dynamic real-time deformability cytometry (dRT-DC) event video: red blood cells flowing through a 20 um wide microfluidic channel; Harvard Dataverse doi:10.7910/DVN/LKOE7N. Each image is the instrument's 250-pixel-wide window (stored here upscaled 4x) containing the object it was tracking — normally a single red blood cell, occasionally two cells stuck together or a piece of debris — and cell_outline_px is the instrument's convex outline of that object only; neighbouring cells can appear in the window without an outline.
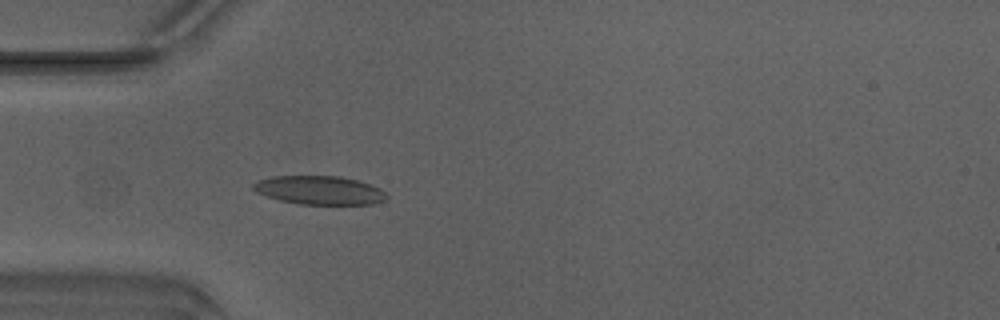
{"species": "Egyptian fruit bat (a non-hibernating species)", "species_latin": "Rousettus aegyptiacus", "temperature_condition": "warm", "stored_images_in_passage": 36, "camera_frame_rate_fps": 3000, "um_per_image_px": 0.085, "animal": {"sex": "male"}, "frame": {"image": 1, "passage_image": 2, "time_ms": 0.333, "image_size_px": [1000, 320], "cell_outline_px": [[388, 196], [384, 200], [372, 204], [300, 204], [280, 200], [256, 192], [252, 188], [252, 184], [260, 180], [272, 176], [340, 176], [356, 180], [380, 188]], "centroid_in_image_um": [27.14, 16.16], "position_along_channel_um": 57.9, "area_um2": 22.02}}
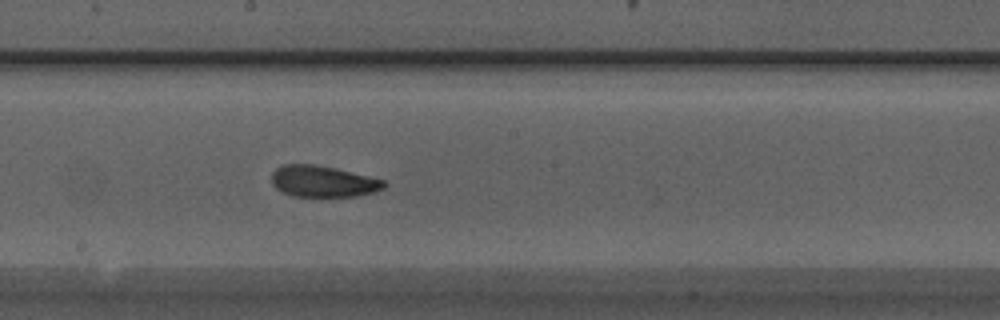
{"frame": {"image": 2, "passage_image": 14, "time_ms": 4.333, "image_size_px": [1000, 320], "cell_outline_px": [[388, 184], [384, 188], [372, 192], [356, 196], [292, 196], [276, 188], [272, 184], [272, 172], [276, 168], [284, 164], [316, 164], [336, 168], [384, 180]], "centroid_in_image_um": [27.45, 15.41], "position_along_channel_um": 220.8, "area_um2": 20.46}}
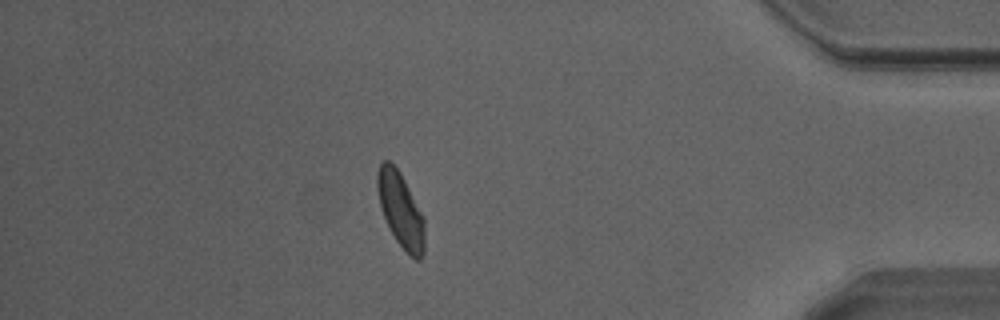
{"frame": {"image": 3, "passage_image": 30, "time_ms": 9.667, "image_size_px": [1000, 320], "cell_outline_px": [[424, 252], [420, 260], [416, 260], [408, 256], [396, 240], [380, 208], [376, 188], [376, 176], [380, 164], [384, 160], [388, 160], [400, 172], [424, 216]], "centroid_in_image_um": [34.06, 17.86], "position_along_channel_um": 401.1, "area_um2": 20.69}, "authors_computed_cell_mechanics": {"area_um2": 20.6924, "velocity_mm_per_s": 4.1768, "shape_relaxation_time_tau1_ms": 5.3807, "shape_relaxation_time_tau2_ms": 1.887, "deformation_change_tau1": 0.1471, "deformation_change_tau2": 0.0773}}